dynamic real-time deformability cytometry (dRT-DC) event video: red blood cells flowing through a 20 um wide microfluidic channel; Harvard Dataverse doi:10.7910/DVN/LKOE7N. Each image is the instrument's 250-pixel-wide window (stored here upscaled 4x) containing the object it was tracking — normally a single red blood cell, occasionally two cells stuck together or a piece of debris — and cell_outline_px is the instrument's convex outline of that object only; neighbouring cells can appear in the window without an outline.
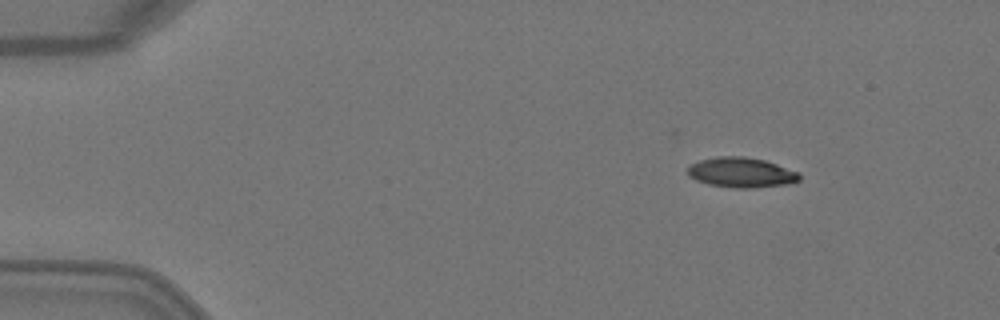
{"species": "Egyptian fruit bat (a non-hibernating species)", "species_latin": "Rousettus aegyptiacus", "temperature_condition": "warm", "stored_images_in_passage": 3, "camera_frame_rate_fps": 3000, "um_per_image_px": 0.085, "animal": {"sex": "female"}, "frame": {"image": 1, "passage_image": 1, "time_ms": 0.0, "image_size_px": [1000, 320], "cell_outline_px": [[800, 180], [788, 184], [752, 188], [736, 188], [708, 184], [696, 180], [688, 176], [688, 168], [692, 164], [700, 160], [716, 156], [744, 156], [764, 160], [800, 172]], "centroid_in_image_um": [63.02, 14.66], "position_along_channel_um": 22.0, "area_um2": 19.59}}